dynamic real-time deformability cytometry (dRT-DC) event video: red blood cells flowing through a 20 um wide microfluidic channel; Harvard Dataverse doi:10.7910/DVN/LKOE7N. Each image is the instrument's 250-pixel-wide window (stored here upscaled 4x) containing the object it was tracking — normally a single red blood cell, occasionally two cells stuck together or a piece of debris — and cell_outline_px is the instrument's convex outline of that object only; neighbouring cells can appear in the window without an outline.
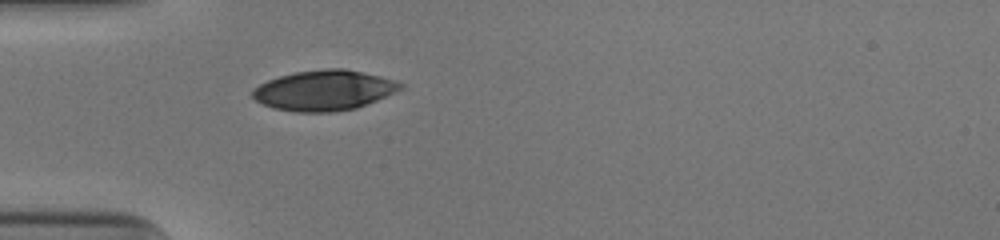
{"species": "human", "species_latin": "Homo sapiens", "temperature_condition": "cold", "stored_images_in_passage": 31, "camera_frame_rate_fps": 3000, "um_per_image_px": 0.085, "donor": {"sex": "male"}, "frame": {"image": 1, "passage_image": 1, "time_ms": 0.0, "image_size_px": [1000, 240], "cell_outline_px": [[404, 88], [376, 100], [356, 108], [332, 112], [296, 112], [272, 108], [256, 100], [252, 96], [252, 92], [260, 84], [268, 80], [280, 76], [296, 72], [324, 68], [344, 68], [380, 76], [404, 84]], "centroid_in_image_um": [27.55, 7.68], "position_along_channel_um": 57.5, "area_um2": 34.45}}
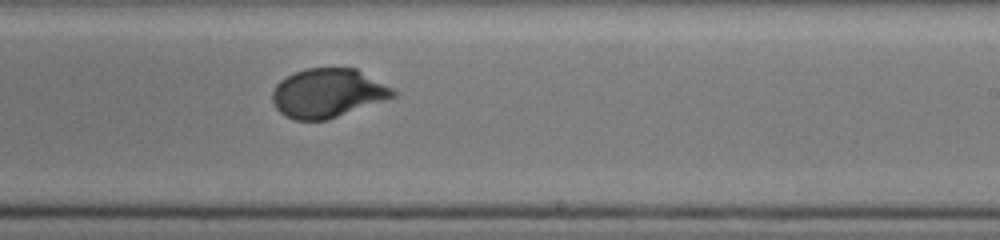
{"frame": {"image": 2, "passage_image": 17, "time_ms": 5.333, "image_size_px": [1000, 240], "cell_outline_px": [[396, 96], [328, 120], [296, 120], [284, 116], [276, 108], [272, 100], [272, 92], [276, 84], [280, 80], [292, 72], [304, 68], [356, 68], [392, 88], [396, 92]], "centroid_in_image_um": [27.82, 7.91], "position_along_channel_um": 261.2, "area_um2": 34.51}}
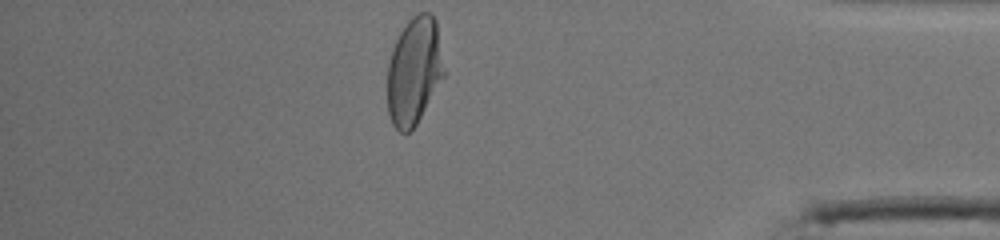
{"frame": {"image": 3, "passage_image": 30, "time_ms": 9.667, "image_size_px": [1000, 240], "cell_outline_px": [[444, 76], [416, 124], [408, 132], [400, 132], [392, 124], [388, 112], [388, 64], [392, 48], [400, 32], [408, 20], [412, 16], [420, 12], [432, 12], [436, 20], [444, 72]], "centroid_in_image_um": [35.19, 6.0], "position_along_channel_um": 400.0, "area_um2": 35.14}, "authors_computed_cell_mechanics": {"area_um2": 34.7378, "velocity_mm_per_s": 3.9481, "shape_relaxation_time_tau1_ms": 2.8632, "shape_relaxation_time_tau2_ms": null, "deformation_change_tau1": 0.1738, "deformation_change_tau2": null}}